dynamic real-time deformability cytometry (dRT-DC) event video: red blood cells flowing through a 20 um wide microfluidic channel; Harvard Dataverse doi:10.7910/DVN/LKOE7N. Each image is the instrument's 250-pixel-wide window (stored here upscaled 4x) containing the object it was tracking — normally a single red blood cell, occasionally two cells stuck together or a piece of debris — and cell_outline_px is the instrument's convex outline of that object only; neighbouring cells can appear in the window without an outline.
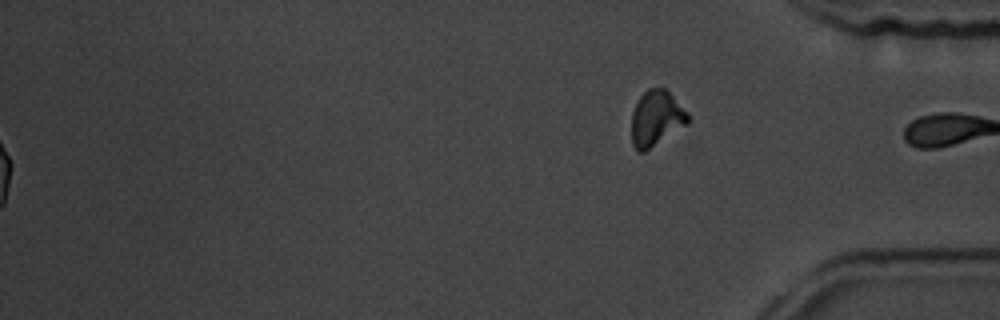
{"species": "common noctule bat (a hibernating species)", "species_latin": "Nyctalus noctula", "temperature_condition": "room temperature", "stored_images_in_passage": 60, "segment_of_instrument_passage": [2, 2], "camera_frame_rate_fps": 3000, "um_per_image_px": 0.085, "animal": {"sex": "male", "body_mass_g": 19.5, "forearm_length_mm": 54.6}, "frame": {"image": 1, "passage_image": 60, "time_ms": 19.667, "image_size_px": [1000, 320], "cell_outline_px": [[688, 124], [644, 152], [640, 152], [632, 144], [632, 112], [640, 96], [648, 88], [664, 88], [688, 112]], "centroid_in_image_um": [55.78, 10.06], "position_along_channel_um": 379.4, "area_um2": 17.98}}